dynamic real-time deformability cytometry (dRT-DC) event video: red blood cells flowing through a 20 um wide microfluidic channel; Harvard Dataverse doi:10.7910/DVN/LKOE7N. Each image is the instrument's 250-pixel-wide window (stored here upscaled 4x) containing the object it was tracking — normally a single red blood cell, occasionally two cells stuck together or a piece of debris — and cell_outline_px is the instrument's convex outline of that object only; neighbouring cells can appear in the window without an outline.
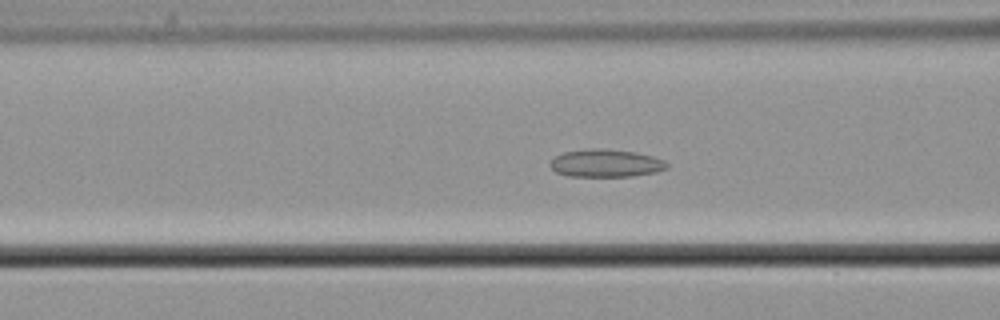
{"species": "common noctule bat (a hibernating species)", "species_latin": "Nyctalus noctula", "temperature_condition": "cold", "stored_images_in_passage": 48, "camera_frame_rate_fps": 3000, "um_per_image_px": 0.085, "animal": {"sex": "male", "body_mass_g": 21.5, "forearm_length_mm": 52.0}, "frame": {"image": 1, "passage_image": 14, "time_ms": 4.333, "image_size_px": [1000, 320], "cell_outline_px": [[668, 168], [656, 172], [632, 176], [568, 176], [556, 172], [548, 164], [556, 156], [564, 152], [588, 148], [604, 148], [636, 152], [652, 156], [664, 160], [668, 164]], "centroid_in_image_um": [51.5, 13.86], "position_along_channel_um": 115.1, "area_um2": 18.96}}
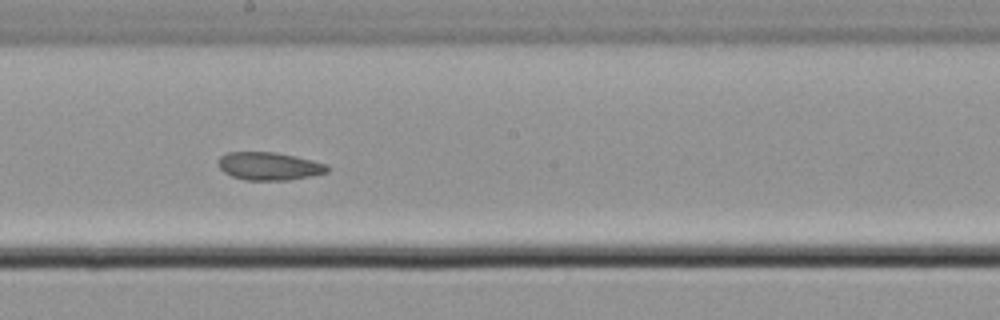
{"frame": {"image": 2, "passage_image": 23, "time_ms": 7.333, "image_size_px": [1000, 320], "cell_outline_px": [[328, 172], [288, 180], [244, 180], [232, 176], [224, 172], [216, 164], [216, 160], [220, 156], [228, 152], [276, 152], [296, 156], [328, 164]], "centroid_in_image_um": [22.83, 14.11], "position_along_channel_um": 225.4, "area_um2": 17.86}}
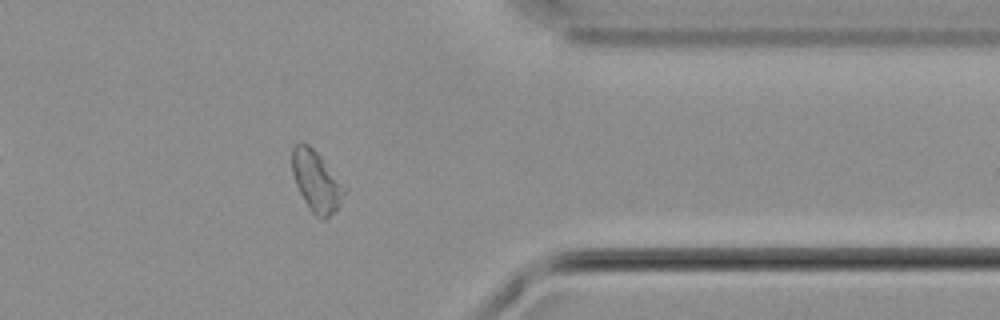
{"frame": {"image": 3, "passage_image": 37, "time_ms": 12.0, "image_size_px": [1000, 320], "cell_outline_px": [[348, 192], [336, 208], [324, 220], [320, 220], [312, 212], [304, 200], [296, 184], [292, 172], [292, 148], [300, 140], [308, 144], [324, 160], [348, 188]], "centroid_in_image_um": [26.91, 15.39], "position_along_channel_um": 384.5, "area_um2": 18.61}, "authors_computed_cell_mechanics": {"area_um2": 18.7561, "velocity_mm_per_s": 3.6794, "shape_relaxation_time_tau1_ms": null, "shape_relaxation_time_tau2_ms": 4.3206, "deformation_change_tau1": null, "deformation_change_tau2": 0.081}}